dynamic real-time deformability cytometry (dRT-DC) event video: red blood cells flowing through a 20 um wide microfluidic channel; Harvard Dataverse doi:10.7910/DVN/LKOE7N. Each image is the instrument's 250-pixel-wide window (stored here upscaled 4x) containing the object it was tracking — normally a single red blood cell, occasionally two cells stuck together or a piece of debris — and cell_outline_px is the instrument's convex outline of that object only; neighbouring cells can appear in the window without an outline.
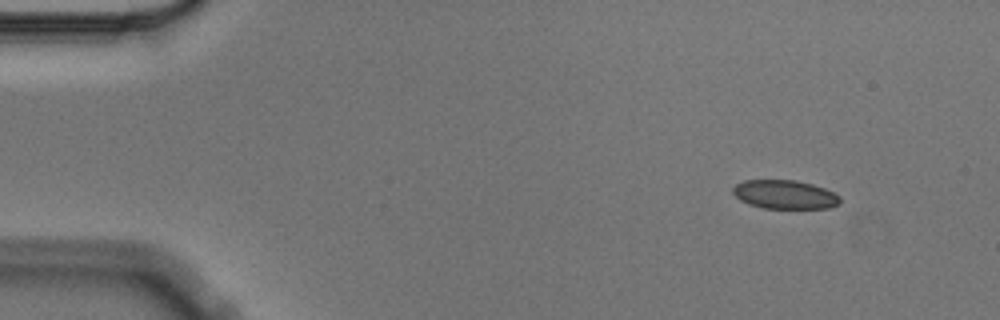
{"species": "Egyptian fruit bat (a non-hibernating species)", "species_latin": "Rousettus aegyptiacus", "temperature_condition": "cold", "stored_images_in_passage": 5, "segment_of_instrument_passage": [1, 2], "camera_frame_rate_fps": 3000, "um_per_image_px": 0.085, "animal": {"sex": "male"}, "frame": {"image": 1, "passage_image": 1, "time_ms": 0.0, "image_size_px": [1000, 320], "cell_outline_px": [[840, 204], [828, 208], [764, 208], [748, 204], [740, 200], [732, 192], [732, 188], [736, 184], [744, 180], [796, 180], [812, 184], [824, 188], [840, 196]], "centroid_in_image_um": [66.7, 16.53], "position_along_channel_um": 18.3, "area_um2": 17.98}}